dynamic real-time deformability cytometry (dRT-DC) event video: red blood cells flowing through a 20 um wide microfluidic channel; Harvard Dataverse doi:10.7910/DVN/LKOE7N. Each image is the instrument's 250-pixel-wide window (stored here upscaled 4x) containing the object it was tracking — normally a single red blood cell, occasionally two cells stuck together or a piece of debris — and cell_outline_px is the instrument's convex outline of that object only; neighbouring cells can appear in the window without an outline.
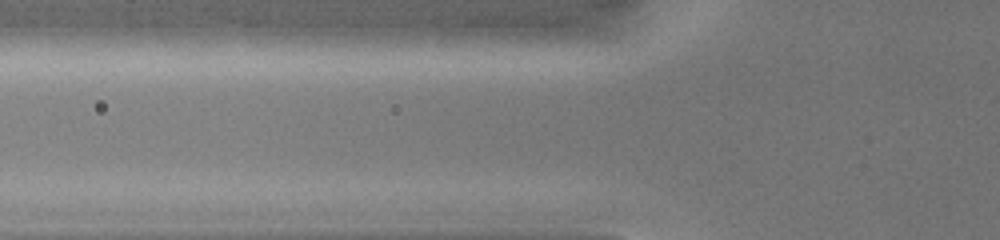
{"species": "common noctule bat (a hibernating species)", "species_latin": "Nyctalus noctula", "temperature_condition": "warm", "stored_images_in_passage": 2, "camera_frame_rate_fps": 3000, "um_per_image_px": 0.085, "animal": {"sex": "female", "body_mass_g": 19.0, "forearm_length_mm": 51.5}, "frame": {"image": 1, "passage_image": 2, "time_ms": 1.333, "image_size_px": [1000, 240], "cell_outline_px": [[596, 44], [544, 52], [460, 52], [436, 48], [436, 44], [444, 32], [472, 24], [560, 24], [596, 40]], "centroid_in_image_um": [43.55, 3.27], "position_along_channel_um": 82.3, "area_um2": 26.82}}